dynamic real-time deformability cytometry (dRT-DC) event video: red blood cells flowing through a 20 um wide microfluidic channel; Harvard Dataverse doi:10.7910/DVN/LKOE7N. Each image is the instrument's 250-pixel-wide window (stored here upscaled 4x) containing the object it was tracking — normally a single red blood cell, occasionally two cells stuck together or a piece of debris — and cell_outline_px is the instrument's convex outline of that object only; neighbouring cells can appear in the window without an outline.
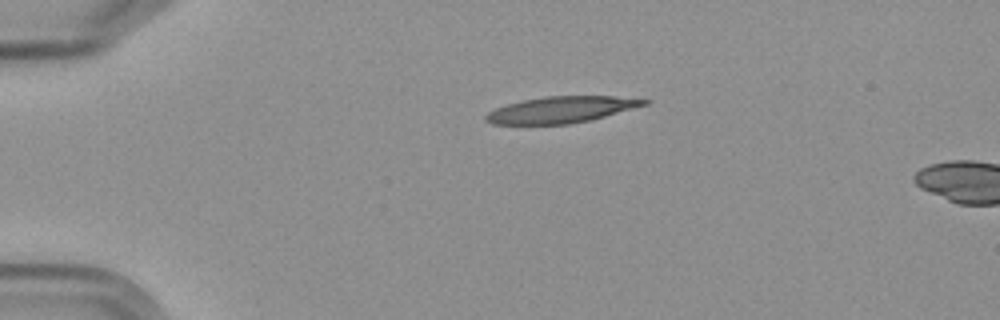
{"species": "Egyptian fruit bat (a non-hibernating species)", "species_latin": "Rousettus aegyptiacus", "temperature_condition": "cold", "stored_images_in_passage": 2, "camera_frame_rate_fps": 3000, "um_per_image_px": 0.085, "frame": {"image": 1, "passage_image": 1, "time_ms": 0.0, "image_size_px": [1000, 320], "cell_outline_px": [[652, 100], [648, 104], [592, 120], [568, 124], [492, 124], [484, 120], [484, 116], [488, 112], [496, 108], [520, 100], [544, 96], [612, 96]], "centroid_in_image_um": [47.7, 9.32], "position_along_channel_um": 37.3, "area_um2": 24.39}}